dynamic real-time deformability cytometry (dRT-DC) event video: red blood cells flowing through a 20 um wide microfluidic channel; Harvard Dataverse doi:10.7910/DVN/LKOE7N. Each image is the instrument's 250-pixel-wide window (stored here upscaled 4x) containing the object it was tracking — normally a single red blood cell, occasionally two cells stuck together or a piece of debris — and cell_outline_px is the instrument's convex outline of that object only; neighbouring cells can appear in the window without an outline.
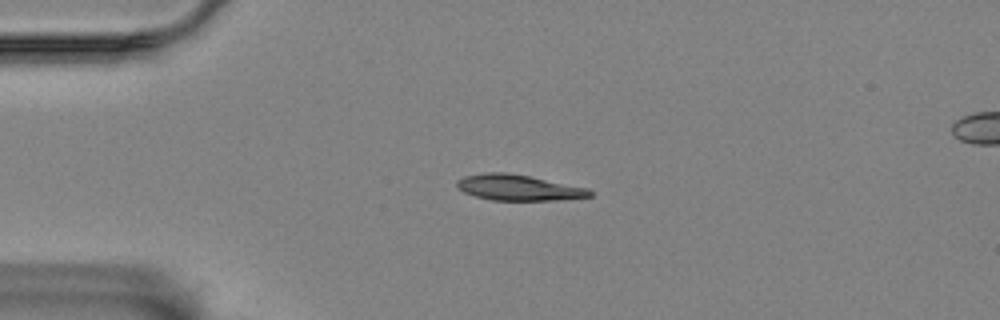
{"species": "Egyptian fruit bat (a non-hibernating species)", "species_latin": "Rousettus aegyptiacus", "temperature_condition": "room temperature", "stored_images_in_passage": 45, "camera_frame_rate_fps": 3000, "um_per_image_px": 0.085, "animal": {"sex": "female"}, "frame": {"image": 1, "passage_image": 1, "time_ms": 0.0, "image_size_px": [1000, 320], "cell_outline_px": [[592, 196], [556, 200], [492, 200], [476, 196], [464, 192], [456, 184], [456, 180], [464, 176], [488, 172], [504, 172], [528, 176], [588, 188], [592, 192]], "centroid_in_image_um": [44.06, 15.94], "position_along_channel_um": 40.9, "area_um2": 19.65}}
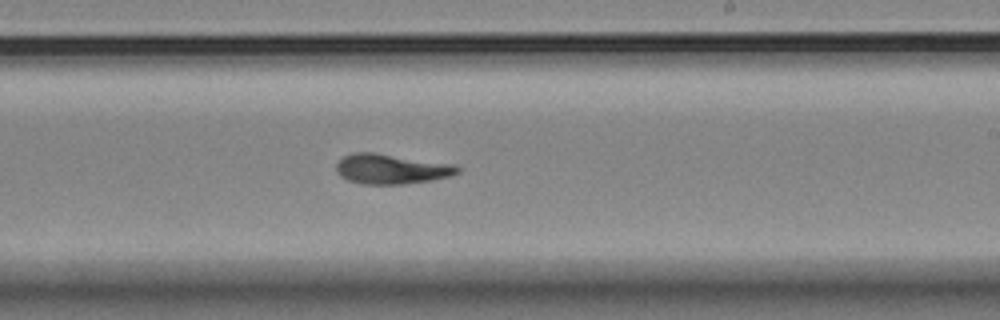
{"frame": {"image": 2, "passage_image": 22, "time_ms": 7.0, "image_size_px": [1000, 320], "cell_outline_px": [[460, 172], [448, 176], [432, 180], [404, 184], [360, 184], [348, 180], [340, 176], [336, 172], [336, 164], [344, 156], [352, 152], [372, 152], [456, 164], [460, 168]], "centroid_in_image_um": [33.25, 14.36], "position_along_channel_um": 255.7, "area_um2": 21.27}}
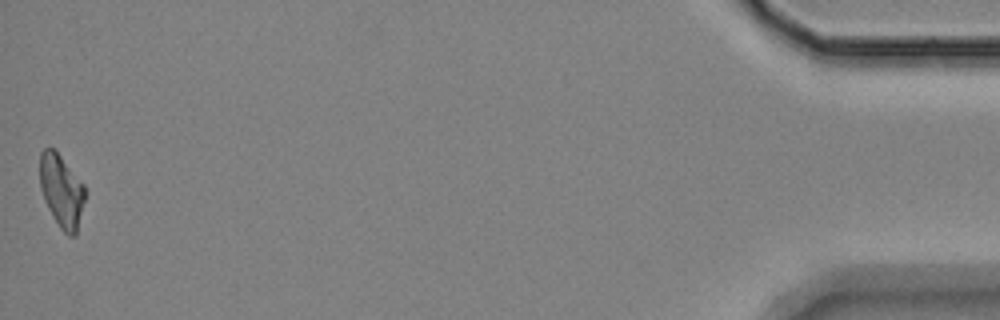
{"frame": {"image": 3, "passage_image": 45, "time_ms": 14.667, "image_size_px": [1000, 320], "cell_outline_px": [[88, 192], [76, 236], [68, 236], [60, 228], [52, 216], [44, 200], [40, 188], [40, 152], [44, 148], [52, 148], [60, 156], [84, 184]], "centroid_in_image_um": [5.26, 16.27], "position_along_channel_um": 429.9, "area_um2": 19.48}, "authors_computed_cell_mechanics": {"area_um2": 20.1722, "velocity_mm_per_s": 3.4495, "shape_relaxation_time_tau1_ms": 3.9246, "shape_relaxation_time_tau2_ms": 2.4625, "deformation_change_tau1": 0.1521, "deformation_change_tau2": 0.0873}}